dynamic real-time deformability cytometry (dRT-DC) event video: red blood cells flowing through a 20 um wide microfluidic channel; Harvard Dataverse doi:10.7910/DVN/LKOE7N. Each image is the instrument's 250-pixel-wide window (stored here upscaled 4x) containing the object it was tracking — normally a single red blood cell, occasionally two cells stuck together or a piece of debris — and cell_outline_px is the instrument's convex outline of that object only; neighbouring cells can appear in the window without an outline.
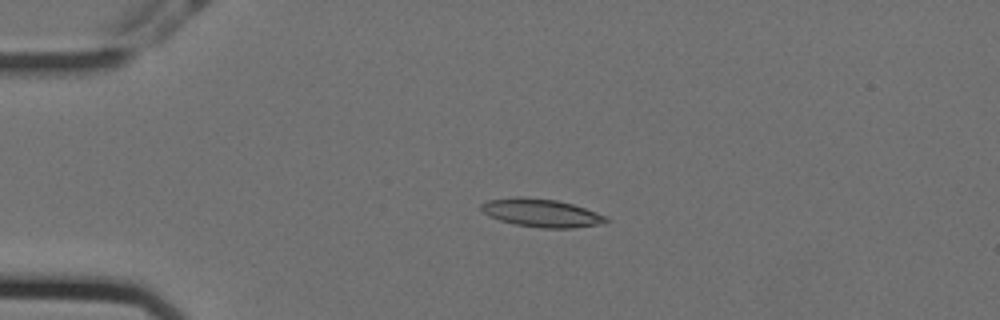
{"species": "Egyptian fruit bat (a non-hibernating species)", "species_latin": "Rousettus aegyptiacus", "temperature_condition": "cold", "stored_images_in_passage": 58, "camera_frame_rate_fps": 3000, "um_per_image_px": 0.085, "animal": {"sex": "female"}, "frame": {"image": 1, "passage_image": 14, "time_ms": 4.333, "image_size_px": [1000, 320], "cell_outline_px": [[608, 220], [600, 224], [572, 228], [540, 228], [516, 224], [500, 220], [488, 216], [480, 208], [480, 204], [488, 200], [512, 196], [524, 196], [556, 200], [572, 204], [608, 216]], "centroid_in_image_um": [45.98, 18.08], "position_along_channel_um": 39.0, "area_um2": 20.52}}
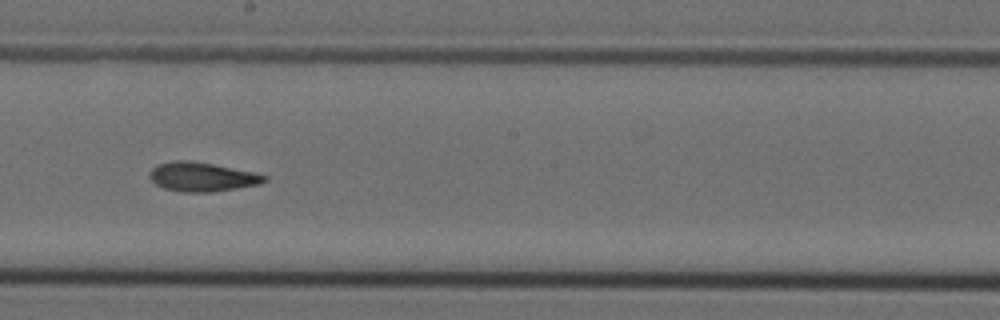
{"frame": {"image": 2, "passage_image": 33, "time_ms": 10.667, "image_size_px": [1000, 320], "cell_outline_px": [[268, 180], [260, 184], [212, 192], [180, 192], [164, 188], [156, 184], [148, 176], [148, 172], [156, 164], [172, 160], [188, 160], [212, 164], [256, 172], [268, 176]], "centroid_in_image_um": [17.16, 15.02], "position_along_channel_um": 231.0, "area_um2": 19.71}}
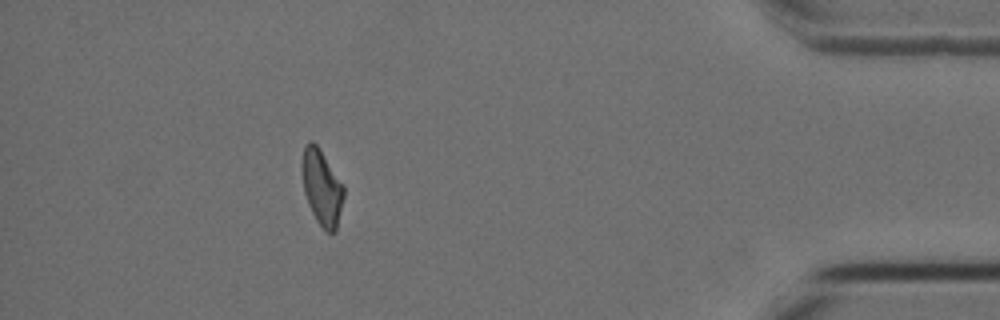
{"frame": {"image": 3, "passage_image": 52, "time_ms": 17.0, "image_size_px": [1000, 320], "cell_outline_px": [[344, 196], [336, 232], [328, 232], [316, 220], [308, 204], [304, 192], [300, 168], [304, 148], [308, 140], [312, 140], [320, 148], [344, 184]], "centroid_in_image_um": [27.35, 15.89], "position_along_channel_um": 407.9, "area_um2": 18.67}, "authors_computed_cell_mechanics": {"area_um2": 19.2474, "velocity_mm_per_s": 3.5625, "shape_relaxation_time_tau1_ms": null, "shape_relaxation_time_tau2_ms": 5.12, "deformation_change_tau1": null, "deformation_change_tau2": 0.136}}